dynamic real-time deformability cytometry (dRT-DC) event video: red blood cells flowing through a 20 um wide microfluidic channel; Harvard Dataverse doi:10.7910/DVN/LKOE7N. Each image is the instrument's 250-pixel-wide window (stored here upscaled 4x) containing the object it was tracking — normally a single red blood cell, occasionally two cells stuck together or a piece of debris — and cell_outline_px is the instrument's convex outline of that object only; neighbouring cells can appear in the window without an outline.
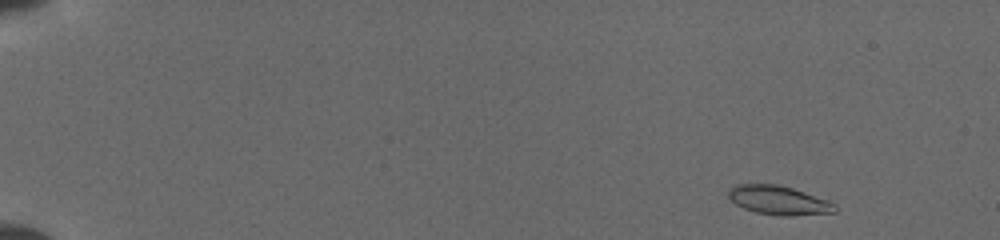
{"species": "common noctule bat (a hibernating species)", "species_latin": "Nyctalus noctula", "temperature_condition": "cold", "stored_images_in_passage": 11, "camera_frame_rate_fps": 3000, "um_per_image_px": 0.085, "animal": {"sex": "female", "body_mass_g": 19.5, "forearm_length_mm": 54.1}, "frame": {"image": 1, "passage_image": 1, "time_ms": 0.0, "image_size_px": [1000, 240], "cell_outline_px": [[836, 212], [792, 216], [784, 216], [756, 212], [744, 208], [736, 204], [728, 196], [728, 188], [736, 184], [776, 184], [792, 188], [828, 200], [836, 204]], "centroid_in_image_um": [66.19, 17.02], "position_along_channel_um": 18.8, "area_um2": 17.92}}